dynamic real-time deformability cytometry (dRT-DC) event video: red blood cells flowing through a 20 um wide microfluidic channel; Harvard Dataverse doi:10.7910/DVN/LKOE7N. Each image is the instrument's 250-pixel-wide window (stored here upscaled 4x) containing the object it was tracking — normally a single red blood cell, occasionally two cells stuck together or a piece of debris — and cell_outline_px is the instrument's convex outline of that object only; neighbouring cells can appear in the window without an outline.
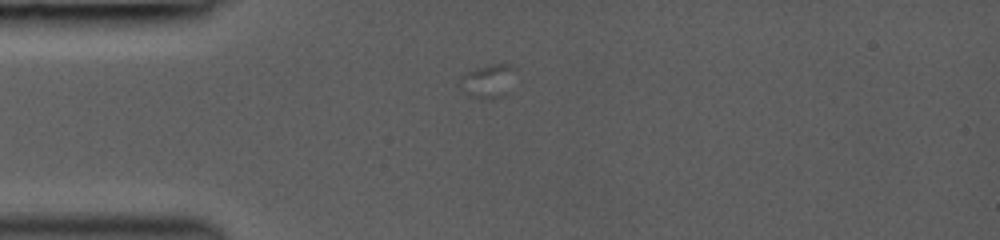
{"species": "common noctule bat (a hibernating species)", "species_latin": "Nyctalus noctula", "temperature_condition": "room temperature", "stored_images_in_passage": 9, "camera_frame_rate_fps": 3000, "um_per_image_px": 0.085, "animal": {"sex": "female", "body_mass_g": 19.0, "forearm_length_mm": 53.3}, "frame": {"image": 1, "passage_image": 1, "time_ms": 0.0, "image_size_px": [1000, 240], "cell_outline_px": [[516, 68], [508, 96], [492, 100], [472, 96], [464, 92], [460, 88], [460, 76], [464, 72], [476, 68], [492, 64], [512, 64]], "centroid_in_image_um": [41.52, 6.9], "position_along_channel_um": 43.5, "area_um2": 11.27}}